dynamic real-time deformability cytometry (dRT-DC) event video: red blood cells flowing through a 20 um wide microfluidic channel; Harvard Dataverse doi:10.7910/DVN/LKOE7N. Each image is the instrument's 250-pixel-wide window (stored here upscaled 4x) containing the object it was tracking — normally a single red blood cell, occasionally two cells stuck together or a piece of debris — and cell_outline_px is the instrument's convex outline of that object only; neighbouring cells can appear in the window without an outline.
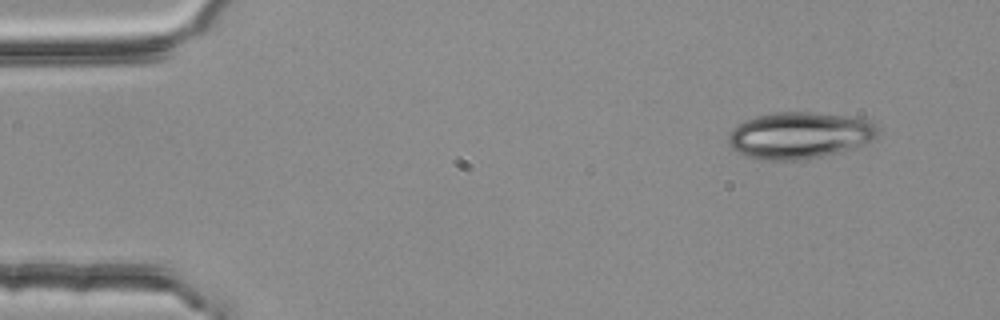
{"species": "common noctule bat (a hibernating species)", "species_latin": "Nyctalus noctula", "temperature_condition": "room temperature", "stored_images_in_passage": 4, "camera_frame_rate_fps": 3000, "um_per_image_px": 0.085, "animal": {"sex": "female", "body_mass_g": 25.1}, "frame": {"image": 1, "passage_image": 1, "time_ms": 0.0, "image_size_px": [1000, 320], "cell_outline_px": [[880, 132], [872, 140], [856, 148], [824, 156], [796, 160], [764, 160], [748, 156], [732, 148], [728, 144], [728, 132], [736, 124], [744, 120], [756, 116], [776, 112], [812, 112], [852, 116], [868, 120], [876, 124]], "centroid_in_image_um": [67.98, 11.49], "position_along_channel_um": 17.0, "area_um2": 41.04}}